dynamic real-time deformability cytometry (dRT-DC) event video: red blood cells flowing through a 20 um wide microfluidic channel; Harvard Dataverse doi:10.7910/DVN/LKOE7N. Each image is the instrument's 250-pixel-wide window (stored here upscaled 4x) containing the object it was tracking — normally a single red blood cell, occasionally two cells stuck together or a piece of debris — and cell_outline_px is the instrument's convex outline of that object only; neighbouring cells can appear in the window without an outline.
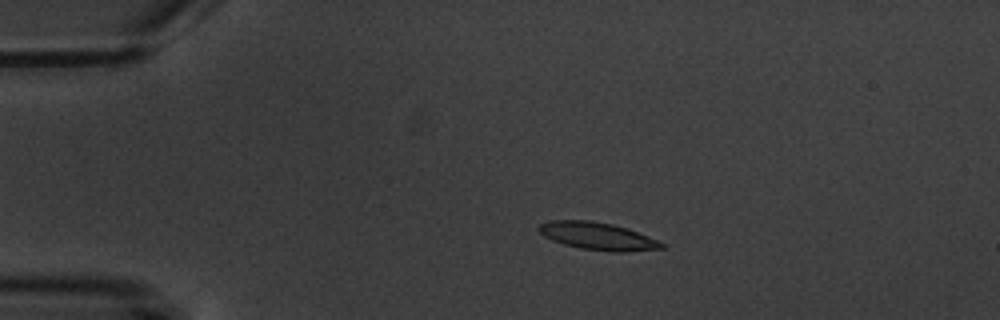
{"species": "common noctule bat (a hibernating species)", "species_latin": "Nyctalus noctula", "temperature_condition": "warm", "stored_images_in_passage": 5, "camera_frame_rate_fps": 3000, "um_per_image_px": 0.085, "animal": {"sex": "male", "body_mass_g": 20.1, "forearm_length_mm": 53.5}, "frame": {"image": 1, "passage_image": 3, "time_ms": 2.667, "image_size_px": [1000, 320], "cell_outline_px": [[668, 244], [664, 248], [624, 252], [612, 252], [580, 248], [564, 244], [552, 240], [544, 236], [536, 228], [540, 224], [552, 220], [592, 220], [612, 224], [628, 228]], "centroid_in_image_um": [50.83, 20.07], "position_along_channel_um": 34.2, "area_um2": 19.83}}